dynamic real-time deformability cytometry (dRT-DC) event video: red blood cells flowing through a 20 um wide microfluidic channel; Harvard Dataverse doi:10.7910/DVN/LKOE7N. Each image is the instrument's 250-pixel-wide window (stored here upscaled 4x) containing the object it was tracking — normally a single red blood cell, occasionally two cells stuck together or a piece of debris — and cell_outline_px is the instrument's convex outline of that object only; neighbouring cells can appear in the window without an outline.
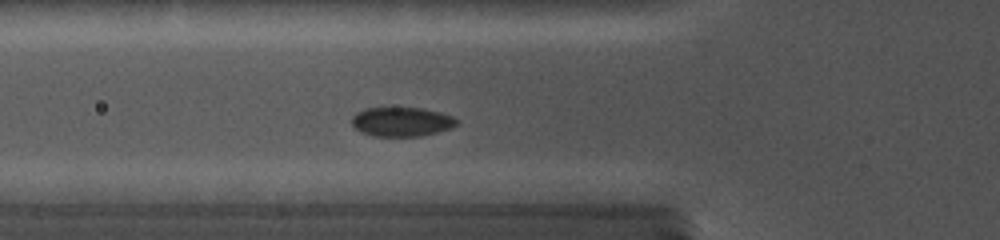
{"species": "common noctule bat (a hibernating species)", "species_latin": "Nyctalus noctula", "temperature_condition": "cold", "stored_images_in_passage": 6, "camera_frame_rate_fps": 5000, "um_per_image_px": 0.085, "animal": {"sex": "female", "body_mass_g": 19.0, "forearm_length_mm": 56.7}, "frame": {"image": 1, "passage_image": 6, "time_ms": 3.8, "image_size_px": [1000, 240], "cell_outline_px": [[456, 124], [452, 128], [420, 136], [372, 136], [360, 132], [352, 124], [352, 116], [356, 112], [364, 108], [420, 108], [440, 112], [452, 116], [456, 120]], "centroid_in_image_um": [34.1, 10.35], "position_along_channel_um": 91.7, "area_um2": 17.8}}